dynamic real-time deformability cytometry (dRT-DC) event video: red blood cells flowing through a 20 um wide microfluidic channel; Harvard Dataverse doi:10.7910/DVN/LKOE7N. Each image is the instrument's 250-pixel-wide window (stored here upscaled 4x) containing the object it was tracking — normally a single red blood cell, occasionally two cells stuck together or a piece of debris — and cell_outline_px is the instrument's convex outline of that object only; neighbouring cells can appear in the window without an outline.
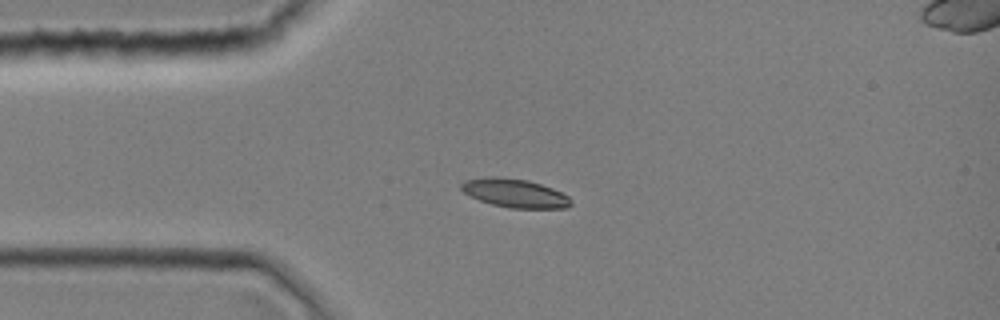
{"species": "common noctule bat (a hibernating species)", "species_latin": "Nyctalus noctula", "temperature_condition": "room temperature", "stored_images_in_passage": 1, "camera_frame_rate_fps": 3000, "um_per_image_px": 0.085, "animal": {"sex": "female", "body_mass_g": 19.0, "forearm_length_mm": 51.5}, "frame": {"image": 1, "passage_image": 1, "time_ms": 0.0, "image_size_px": [1000, 320], "cell_outline_px": [[572, 204], [568, 208], [508, 208], [492, 204], [480, 200], [464, 192], [460, 188], [460, 184], [464, 180], [488, 176], [496, 176], [528, 180], [552, 188], [568, 196], [572, 200]], "centroid_in_image_um": [43.76, 16.41], "position_along_channel_um": 41.2, "area_um2": 18.32}}